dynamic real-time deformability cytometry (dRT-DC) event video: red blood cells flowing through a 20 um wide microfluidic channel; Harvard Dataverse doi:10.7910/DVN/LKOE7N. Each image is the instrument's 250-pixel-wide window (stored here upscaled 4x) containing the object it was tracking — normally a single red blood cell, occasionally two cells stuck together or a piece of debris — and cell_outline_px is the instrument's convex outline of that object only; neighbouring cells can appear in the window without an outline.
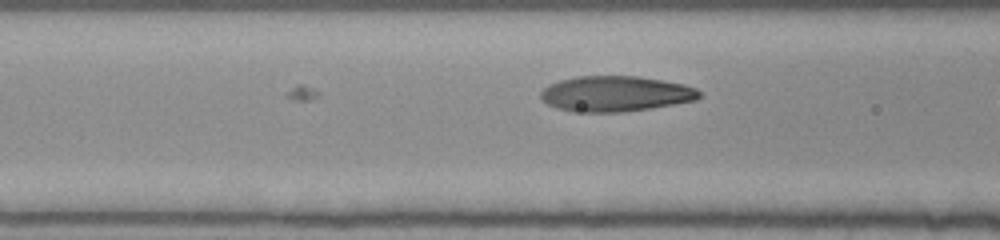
{"species": "human", "species_latin": "Homo sapiens", "temperature_condition": "room temperature", "stored_images_in_passage": 9, "camera_frame_rate_fps": 3000, "um_per_image_px": 0.085, "donor": {"sex": "female"}, "frame": {"image": 1, "passage_image": 7, "time_ms": 2.0, "image_size_px": [1000, 240], "cell_outline_px": [[700, 96], [696, 100], [652, 108], [624, 112], [572, 112], [556, 108], [548, 104], [540, 96], [540, 92], [548, 84], [560, 80], [576, 76], [636, 76], [684, 84], [696, 88], [700, 92]], "centroid_in_image_um": [52.3, 7.97], "position_along_channel_um": 114.3, "area_um2": 32.89}}